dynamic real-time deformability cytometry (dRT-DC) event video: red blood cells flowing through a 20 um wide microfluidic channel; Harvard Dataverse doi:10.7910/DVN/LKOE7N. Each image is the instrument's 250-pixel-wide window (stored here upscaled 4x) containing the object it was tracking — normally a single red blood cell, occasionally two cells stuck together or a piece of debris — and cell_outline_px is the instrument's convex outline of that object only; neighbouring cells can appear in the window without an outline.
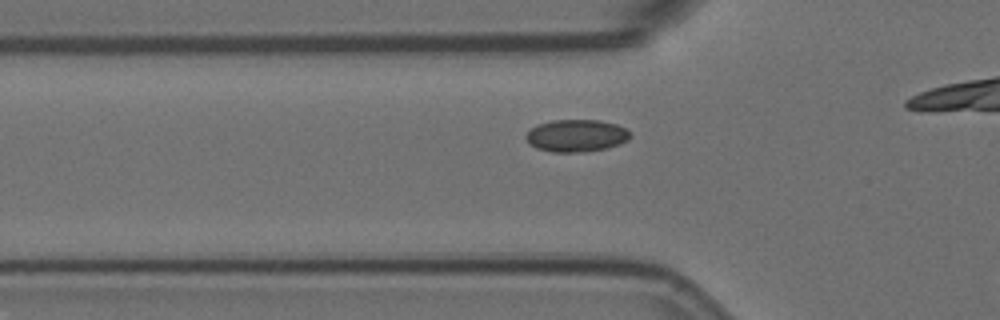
{"species": "Egyptian fruit bat (a non-hibernating species)", "species_latin": "Rousettus aegyptiacus", "temperature_condition": "room temperature", "stored_images_in_passage": 27, "camera_frame_rate_fps": 3000, "um_per_image_px": 0.085, "animal": {"sex": "female"}, "frame": {"image": 1, "passage_image": 11, "time_ms": 3.333, "image_size_px": [1000, 320], "cell_outline_px": [[632, 136], [628, 140], [620, 144], [604, 148], [584, 152], [552, 152], [536, 148], [528, 144], [524, 136], [536, 124], [552, 120], [600, 120], [616, 124], [632, 132]], "centroid_in_image_um": [48.98, 11.53], "position_along_channel_um": 76.8, "area_um2": 19.83}}
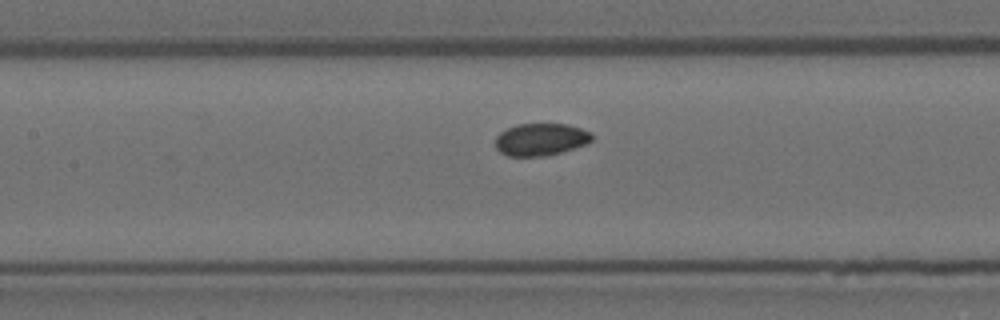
{"frame": {"image": 2, "passage_image": 18, "time_ms": 5.667, "image_size_px": [1000, 320], "cell_outline_px": [[592, 140], [588, 144], [548, 156], [508, 156], [500, 152], [496, 148], [496, 136], [500, 132], [516, 124], [568, 124], [592, 132]], "centroid_in_image_um": [45.98, 11.85], "position_along_channel_um": 161.4, "area_um2": 18.32}}
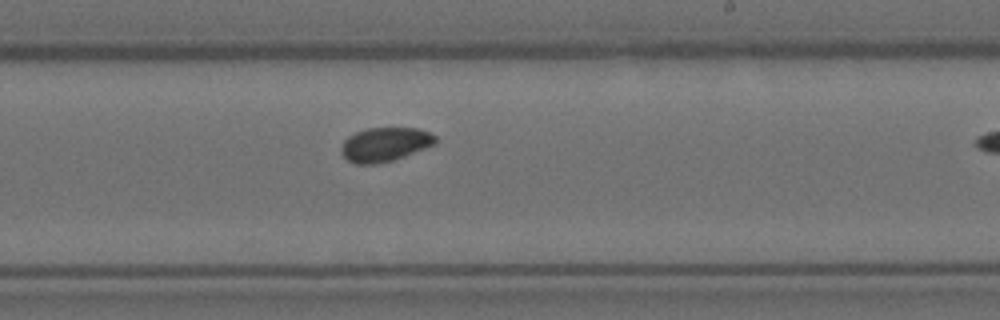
{"frame": {"image": 3, "passage_image": 26, "time_ms": 8.333, "image_size_px": [1000, 320], "cell_outline_px": [[436, 144], [404, 156], [392, 160], [376, 164], [356, 164], [348, 160], [340, 152], [340, 148], [344, 140], [348, 136], [356, 132], [368, 128], [416, 128], [428, 132], [436, 136]], "centroid_in_image_um": [32.7, 12.27], "position_along_channel_um": 256.3, "area_um2": 18.61}}